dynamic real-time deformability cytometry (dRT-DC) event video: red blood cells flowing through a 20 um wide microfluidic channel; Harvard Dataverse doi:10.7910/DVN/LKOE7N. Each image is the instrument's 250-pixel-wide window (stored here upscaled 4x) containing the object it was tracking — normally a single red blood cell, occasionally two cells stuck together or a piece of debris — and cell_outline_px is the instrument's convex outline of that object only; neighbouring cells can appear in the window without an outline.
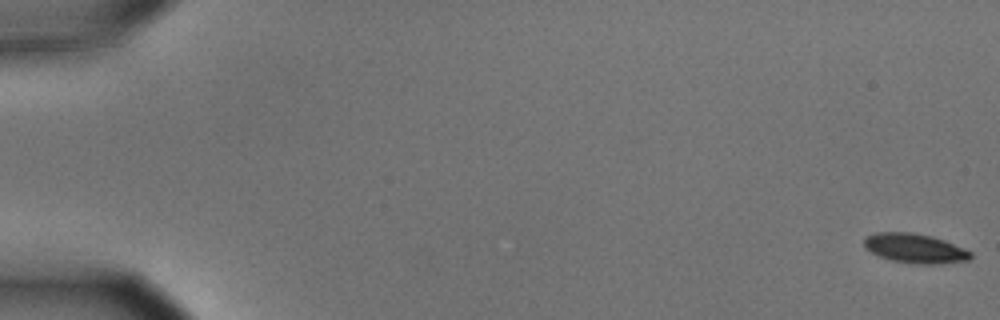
{"species": "common noctule bat (a hibernating species)", "species_latin": "Nyctalus noctula", "temperature_condition": "cold", "stored_images_in_passage": 5, "camera_frame_rate_fps": 3000, "um_per_image_px": 0.085, "animal": {"sex": "male", "body_mass_g": 15.6}, "frame": {"image": 1, "passage_image": 1, "time_ms": 0.0, "image_size_px": [1000, 320], "cell_outline_px": [[972, 256], [968, 260], [932, 264], [916, 264], [892, 260], [880, 256], [864, 248], [864, 236], [876, 232], [912, 232], [932, 236], [944, 240], [972, 252]], "centroid_in_image_um": [77.73, 21.09], "position_along_channel_um": 7.3, "area_um2": 18.21}}
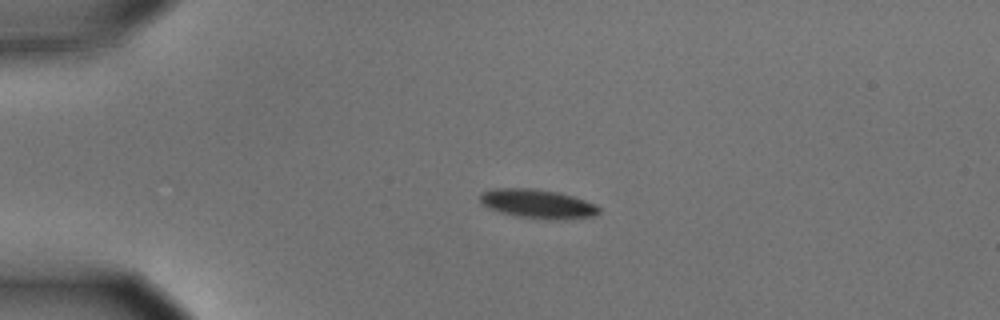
{"frame": {"image": 2, "passage_image": 4, "time_ms": 1.0, "image_size_px": [1000, 320], "cell_outline_px": [[600, 212], [592, 216], [564, 220], [516, 216], [500, 212], [488, 208], [480, 200], [480, 196], [484, 192], [496, 188], [532, 188], [556, 192], [572, 196], [596, 204], [600, 208]], "centroid_in_image_um": [45.72, 17.33], "position_along_channel_um": 39.3, "area_um2": 19.83}}